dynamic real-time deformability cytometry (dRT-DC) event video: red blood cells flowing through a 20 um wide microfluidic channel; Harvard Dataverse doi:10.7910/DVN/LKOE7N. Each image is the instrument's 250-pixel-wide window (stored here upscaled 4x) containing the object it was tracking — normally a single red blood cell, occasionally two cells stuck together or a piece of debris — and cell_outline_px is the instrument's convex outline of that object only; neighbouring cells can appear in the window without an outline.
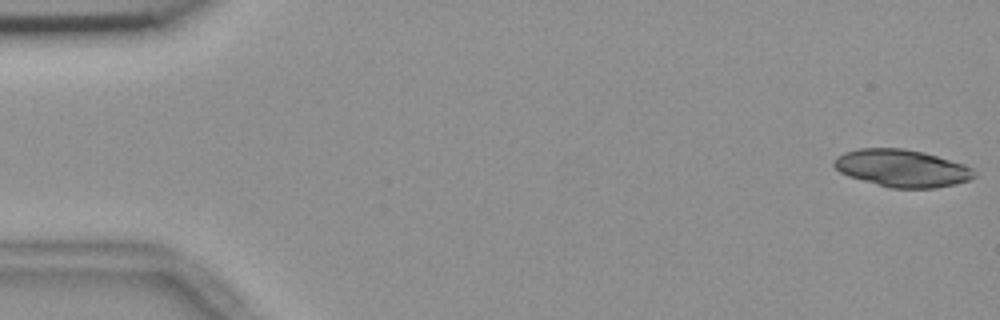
{"species": "common noctule bat (a hibernating species)", "species_latin": "Nyctalus noctula", "temperature_condition": "room temperature", "stored_images_in_passage": 51, "segment_of_instrument_passage": [1, 2], "camera_frame_rate_fps": 3000, "um_per_image_px": 0.085, "animal": {"sex": "female", "body_mass_g": 18.4}, "frame": {"image": 1, "passage_image": 1, "time_ms": 0.0, "image_size_px": [1000, 320], "cell_outline_px": [[976, 176], [968, 180], [956, 184], [936, 188], [892, 188], [848, 176], [840, 172], [832, 164], [832, 160], [836, 156], [844, 152], [860, 148], [904, 148], [924, 152], [964, 164], [972, 168]], "centroid_in_image_um": [76.65, 14.29], "position_along_channel_um": 8.3, "area_um2": 30.58}}